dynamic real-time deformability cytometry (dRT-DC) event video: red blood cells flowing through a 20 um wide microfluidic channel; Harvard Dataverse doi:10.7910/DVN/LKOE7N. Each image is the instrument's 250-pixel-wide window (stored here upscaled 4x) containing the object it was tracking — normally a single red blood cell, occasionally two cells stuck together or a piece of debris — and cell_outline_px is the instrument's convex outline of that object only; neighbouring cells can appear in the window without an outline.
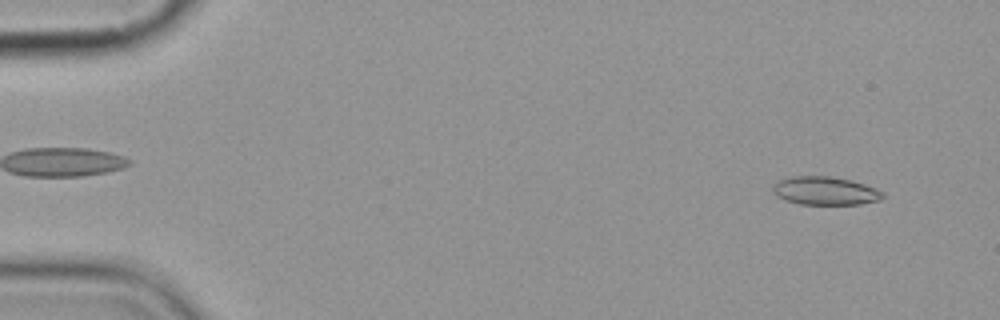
{"species": "common noctule bat (a hibernating species)", "species_latin": "Nyctalus noctula", "temperature_condition": "cold", "stored_images_in_passage": 8, "camera_frame_rate_fps": 3000, "um_per_image_px": 0.085, "animal": {"sex": "female", "body_mass_g": 19.9}, "frame": {"image": 1, "passage_image": 1, "time_ms": 0.0, "image_size_px": [1000, 320], "cell_outline_px": [[884, 196], [880, 200], [860, 204], [800, 204], [784, 200], [776, 196], [772, 192], [772, 188], [776, 180], [792, 176], [828, 176], [852, 180], [876, 188], [884, 192]], "centroid_in_image_um": [70.11, 16.21], "position_along_channel_um": 14.9, "area_um2": 18.32}}
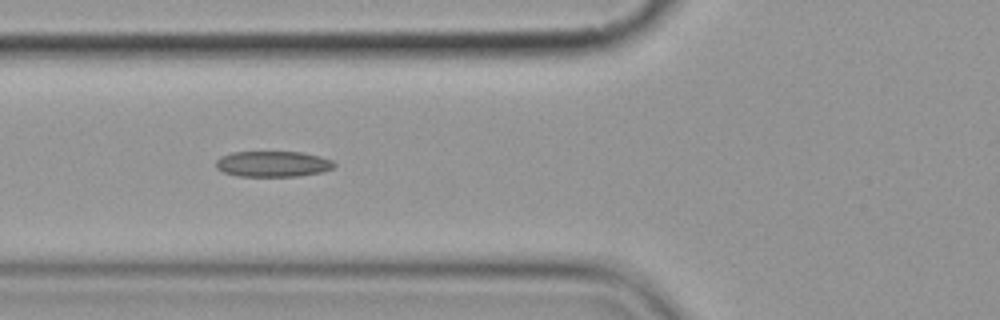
{"frame": {"image": 2, "passage_image": 6, "time_ms": 5.667, "image_size_px": [1000, 320], "cell_outline_px": [[336, 164], [332, 168], [324, 172], [300, 176], [236, 176], [224, 172], [216, 168], [216, 160], [220, 156], [232, 152], [300, 152], [320, 156], [332, 160]], "centroid_in_image_um": [23.19, 13.94], "position_along_channel_um": 102.6, "area_um2": 17.86}}
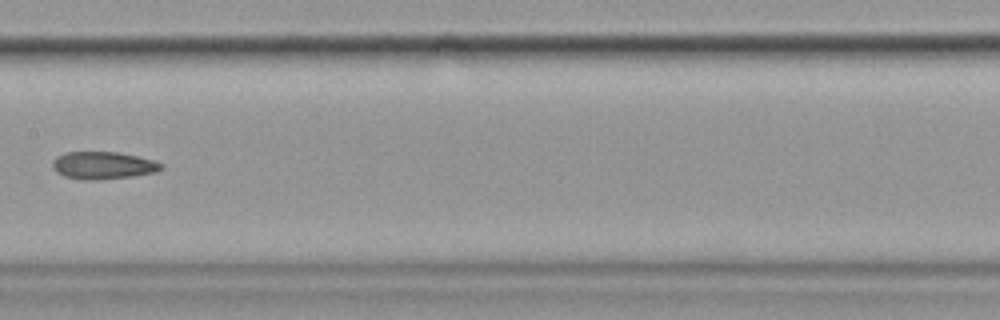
{"frame": {"image": 3, "passage_image": 8, "time_ms": 8.333, "image_size_px": [1000, 320], "cell_outline_px": [[164, 168], [156, 172], [132, 176], [64, 176], [56, 172], [52, 168], [52, 160], [56, 156], [64, 152], [116, 152], [136, 156], [152, 160], [164, 164]], "centroid_in_image_um": [8.78, 13.98], "position_along_channel_um": 198.6, "area_um2": 16.3}}